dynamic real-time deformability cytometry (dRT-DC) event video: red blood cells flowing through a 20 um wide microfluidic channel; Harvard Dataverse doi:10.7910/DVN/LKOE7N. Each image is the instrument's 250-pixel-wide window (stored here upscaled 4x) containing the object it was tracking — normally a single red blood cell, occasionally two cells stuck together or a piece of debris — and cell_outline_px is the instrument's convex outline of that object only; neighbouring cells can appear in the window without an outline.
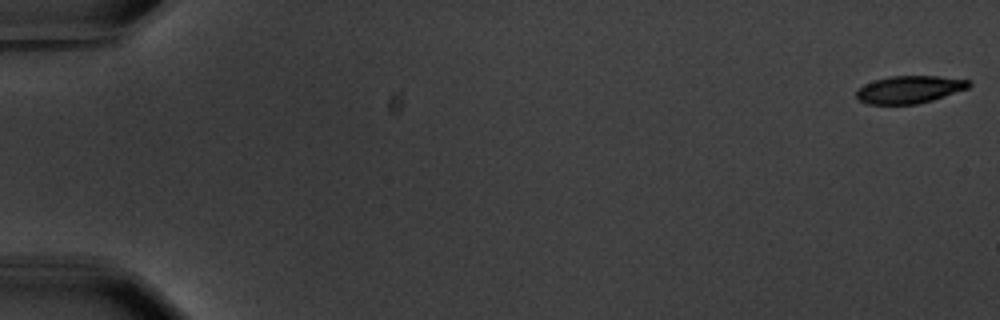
{"species": "common noctule bat (a hibernating species)", "species_latin": "Nyctalus noctula", "temperature_condition": "warm", "stored_images_in_passage": 38, "camera_frame_rate_fps": 3000, "um_per_image_px": 0.085, "animal": {"sex": "male", "body_mass_g": 20.1, "forearm_length_mm": 53.5}, "frame": {"image": 1, "passage_image": 1, "time_ms": 0.0, "image_size_px": [1000, 320], "cell_outline_px": [[972, 84], [968, 88], [932, 100], [916, 104], [868, 104], [860, 100], [856, 96], [856, 88], [864, 84], [888, 76], [940, 76], [972, 80]], "centroid_in_image_um": [77.31, 7.59], "position_along_channel_um": 7.7, "area_um2": 18.09}}
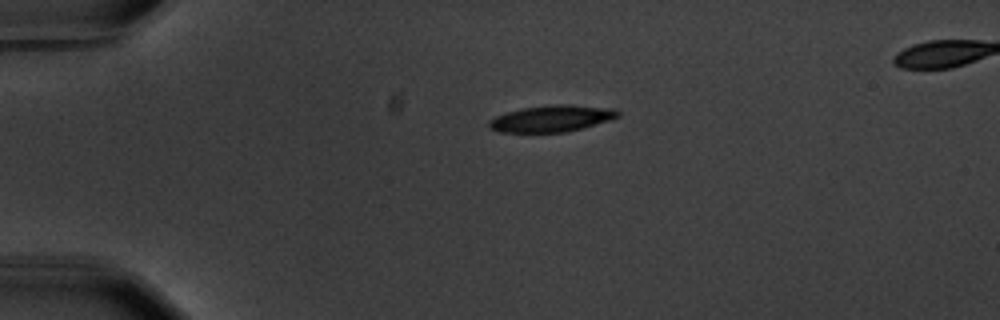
{"frame": {"image": 2, "passage_image": 14, "time_ms": 4.333, "image_size_px": [1000, 320], "cell_outline_px": [[620, 116], [612, 120], [564, 132], [500, 132], [488, 128], [488, 120], [496, 116], [508, 112], [524, 108], [556, 104], [568, 104], [616, 108], [620, 112]], "centroid_in_image_um": [46.93, 10.07], "position_along_channel_um": 38.1, "area_um2": 19.94}}